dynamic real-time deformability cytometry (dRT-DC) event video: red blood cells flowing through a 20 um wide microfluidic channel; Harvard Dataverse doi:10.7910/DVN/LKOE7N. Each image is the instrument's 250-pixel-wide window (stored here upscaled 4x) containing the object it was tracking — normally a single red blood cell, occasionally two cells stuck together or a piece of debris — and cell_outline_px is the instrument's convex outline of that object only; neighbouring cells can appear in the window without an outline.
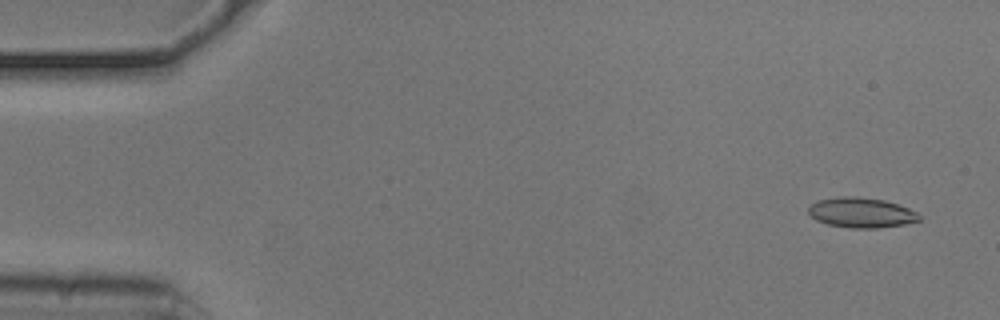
{"species": "common noctule bat (a hibernating species)", "species_latin": "Nyctalus noctula", "temperature_condition": "cold", "stored_images_in_passage": 43, "camera_frame_rate_fps": 3000, "um_per_image_px": 0.085, "animal": {"sex": "male", "body_mass_g": 20.5, "forearm_length_mm": 52.5}, "frame": {"image": 1, "passage_image": 3, "time_ms": 0.667, "image_size_px": [1000, 320], "cell_outline_px": [[920, 220], [904, 224], [876, 228], [848, 228], [828, 224], [816, 220], [808, 212], [808, 208], [812, 204], [820, 200], [840, 196], [856, 196], [884, 200], [908, 208], [916, 212], [920, 216]], "centroid_in_image_um": [73.2, 18.07], "position_along_channel_um": 11.8, "area_um2": 19.25}}
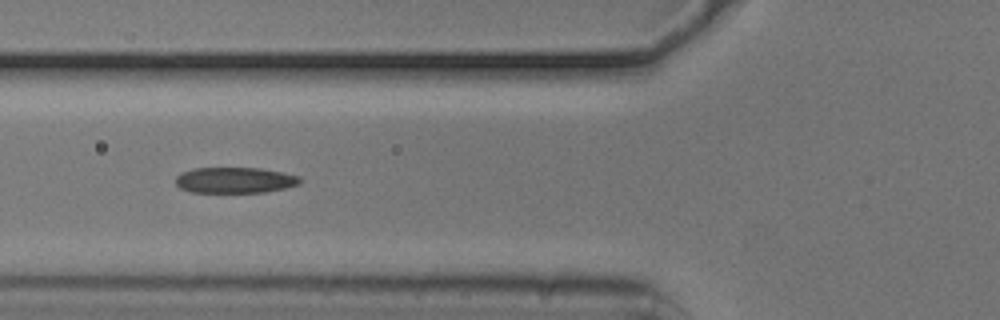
{"frame": {"image": 2, "passage_image": 20, "time_ms": 6.333, "image_size_px": [1000, 320], "cell_outline_px": [[300, 184], [284, 188], [264, 192], [192, 192], [180, 188], [176, 184], [176, 176], [180, 172], [192, 168], [260, 168], [300, 176]], "centroid_in_image_um": [19.93, 15.31], "position_along_channel_um": 105.9, "area_um2": 18.67}}
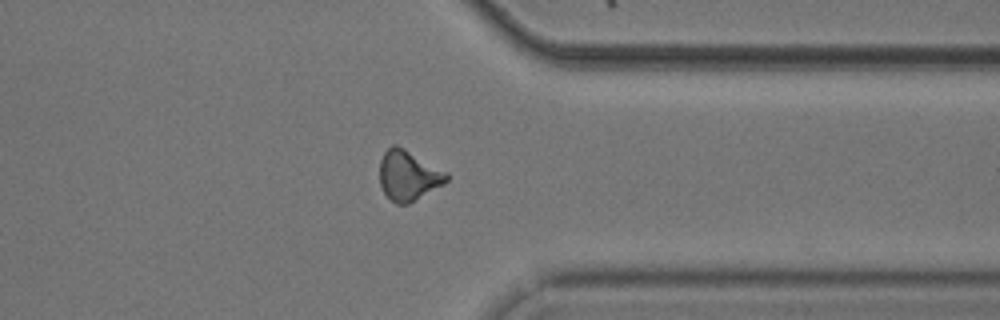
{"frame": {"image": 3, "passage_image": 42, "time_ms": 13.667, "image_size_px": [1000, 320], "cell_outline_px": [[448, 180], [444, 184], [408, 204], [396, 204], [384, 192], [380, 184], [380, 160], [384, 152], [392, 144], [396, 144], [404, 148], [448, 172]], "centroid_in_image_um": [34.71, 14.9], "position_along_channel_um": 376.7, "area_um2": 19.48}}